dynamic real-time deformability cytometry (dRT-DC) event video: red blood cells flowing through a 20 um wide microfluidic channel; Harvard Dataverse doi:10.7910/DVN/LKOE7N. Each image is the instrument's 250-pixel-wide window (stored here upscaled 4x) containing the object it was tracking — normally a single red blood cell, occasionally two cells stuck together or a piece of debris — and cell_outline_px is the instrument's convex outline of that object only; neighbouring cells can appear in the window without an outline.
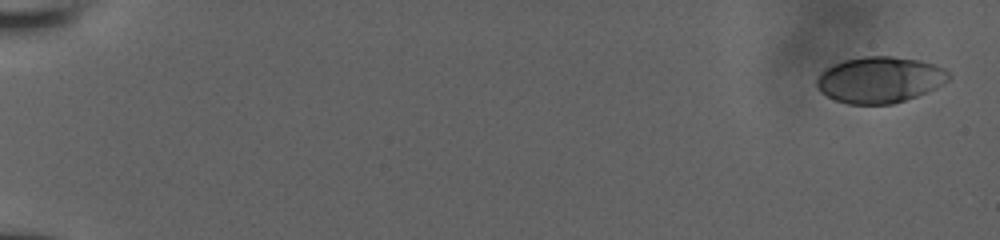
{"species": "human", "species_latin": "Homo sapiens", "temperature_condition": "room temperature", "stored_images_in_passage": 9, "camera_frame_rate_fps": 3000, "um_per_image_px": 0.085, "donor": {"sex": "male"}, "frame": {"image": 1, "passage_image": 1, "time_ms": 0.0, "image_size_px": [1000, 240], "cell_outline_px": [[952, 76], [944, 84], [936, 88], [916, 96], [892, 104], [848, 104], [836, 100], [820, 92], [816, 88], [816, 80], [820, 72], [832, 64], [844, 60], [864, 56], [892, 56], [920, 60], [936, 64], [944, 68]], "centroid_in_image_um": [74.78, 6.77], "position_along_channel_um": 10.2, "area_um2": 35.78}}